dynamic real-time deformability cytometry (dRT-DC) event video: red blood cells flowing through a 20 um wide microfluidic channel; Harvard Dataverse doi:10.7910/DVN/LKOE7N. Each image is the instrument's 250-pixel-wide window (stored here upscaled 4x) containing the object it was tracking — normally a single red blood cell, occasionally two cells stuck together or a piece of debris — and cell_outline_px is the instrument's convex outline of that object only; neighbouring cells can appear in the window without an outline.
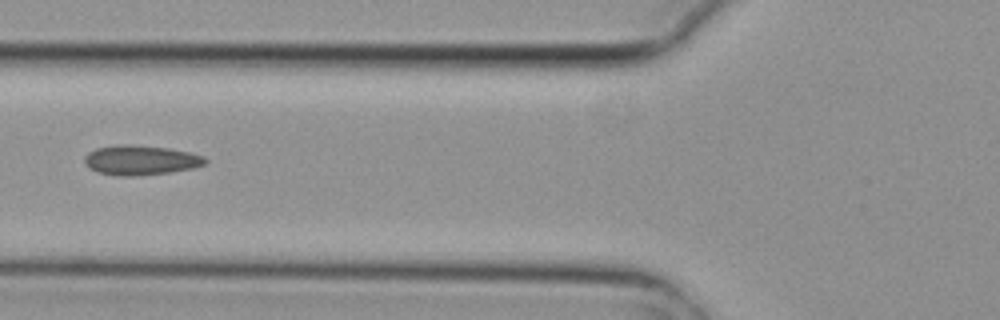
{"species": "common noctule bat (a hibernating species)", "species_latin": "Nyctalus noctula", "temperature_condition": "cold", "stored_images_in_passage": 5, "camera_frame_rate_fps": 3000, "um_per_image_px": 0.085, "animal": {"sex": "female", "body_mass_g": 29.2, "forearm_length_mm": 56.3}, "frame": {"image": 1, "passage_image": 5, "time_ms": 1.333, "image_size_px": [1000, 320], "cell_outline_px": [[208, 160], [204, 164], [192, 168], [172, 172], [132, 176], [116, 176], [100, 172], [92, 168], [84, 160], [84, 156], [88, 152], [96, 148], [116, 144], [128, 144], [168, 148], [188, 152], [204, 156]], "centroid_in_image_um": [11.96, 13.6], "position_along_channel_um": 113.8, "area_um2": 20.75}}